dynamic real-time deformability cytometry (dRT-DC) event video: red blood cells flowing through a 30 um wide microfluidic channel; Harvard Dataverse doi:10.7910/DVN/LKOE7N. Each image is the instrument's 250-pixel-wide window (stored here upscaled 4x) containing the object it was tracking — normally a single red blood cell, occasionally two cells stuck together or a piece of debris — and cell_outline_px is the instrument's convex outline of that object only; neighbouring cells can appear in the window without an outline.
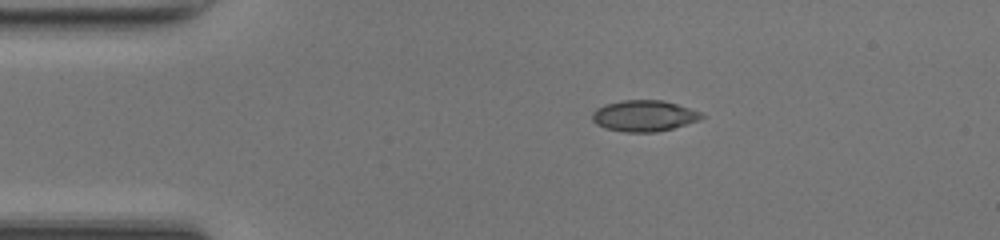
{"species": "common noctule bat (a hibernating species)", "species_latin": "Nyctalus noctula", "temperature_condition": "room temperature", "stored_images_in_passage": 39, "camera_frame_rate_fps": 3000, "um_per_image_px": 0.085, "animal": {"sex": "female", "body_mass_g": 17.0, "forearm_length_mm": 48.0}, "frame": {"image": 1, "passage_image": 1, "time_ms": 0.0, "image_size_px": [1000, 240], "cell_outline_px": [[680, 108], [676, 124], [668, 128], [612, 128], [596, 120], [600, 112], [604, 108], [612, 104], [672, 104]], "centroid_in_image_um": [54.35, 9.85], "position_along_channel_um": 30.7, "area_um2": 12.89}}
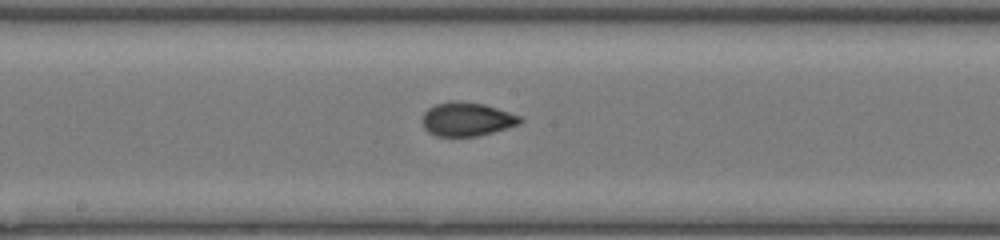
{"frame": {"image": 2, "passage_image": 17, "time_ms": 5.333, "image_size_px": [1000, 240], "cell_outline_px": [[516, 120], [512, 124], [484, 132], [460, 136], [452, 136], [436, 132], [428, 124], [428, 112], [436, 108], [448, 104], [472, 104], [488, 108], [512, 116]], "centroid_in_image_um": [39.66, 10.16], "position_along_channel_um": 208.5, "area_um2": 14.74}}
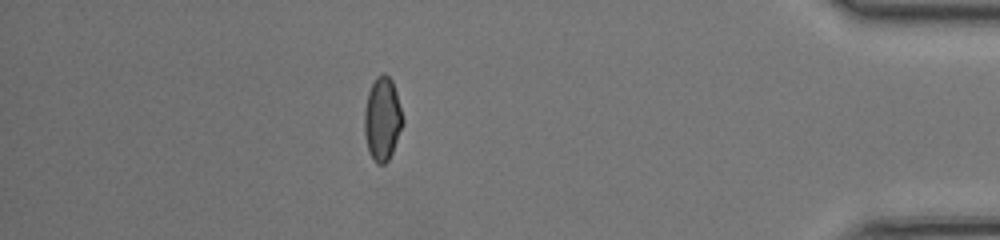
{"frame": {"image": 3, "passage_image": 34, "time_ms": 11.0, "image_size_px": [1000, 240], "cell_outline_px": [[400, 128], [392, 148], [388, 156], [384, 160], [376, 160], [372, 156], [368, 144], [368, 100], [372, 88], [376, 80], [384, 76], [392, 84], [400, 112]], "centroid_in_image_um": [32.53, 10.11], "position_along_channel_um": 402.7, "area_um2": 15.14}, "authors_computed_cell_mechanics": {"area_um2": 14.739, "velocity_mm_per_s": 4.2825, "shape_relaxation_time_tau1_ms": null, "shape_relaxation_time_tau2_ms": 1.1498, "deformation_change_tau1": null, "deformation_change_tau2": 0.0512}}